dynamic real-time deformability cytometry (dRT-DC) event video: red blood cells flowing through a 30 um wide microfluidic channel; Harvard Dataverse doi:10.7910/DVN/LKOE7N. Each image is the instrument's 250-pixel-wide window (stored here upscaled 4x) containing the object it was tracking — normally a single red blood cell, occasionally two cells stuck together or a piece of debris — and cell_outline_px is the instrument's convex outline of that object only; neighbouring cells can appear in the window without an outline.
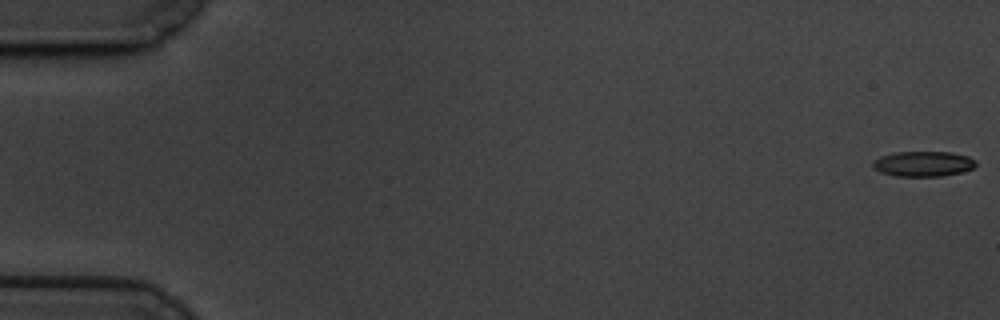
{"species": "common noctule bat (a hibernating species)", "species_latin": "Nyctalus noctula", "temperature_condition": "cold", "stored_images_in_passage": 60, "camera_frame_rate_fps": 3000, "um_per_image_px": 0.085, "animal": {"sex": "male", "body_mass_g": 19.5, "forearm_length_mm": 54.6}, "frame": {"image": 1, "passage_image": 1, "time_ms": 0.0, "image_size_px": [1000, 320], "cell_outline_px": [[976, 164], [972, 168], [960, 172], [940, 176], [896, 176], [880, 172], [872, 168], [872, 160], [880, 156], [896, 152], [952, 152], [968, 156], [976, 160]], "centroid_in_image_um": [78.43, 13.92], "position_along_channel_um": 6.6, "area_um2": 15.2}}
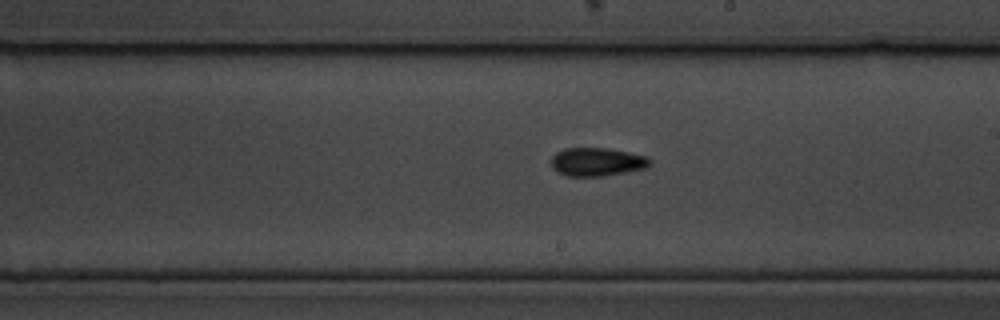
{"frame": {"image": 2, "passage_image": 35, "time_ms": 11.333, "image_size_px": [1000, 320], "cell_outline_px": [[652, 164], [648, 168], [604, 176], [564, 176], [556, 172], [552, 168], [548, 160], [556, 152], [564, 148], [608, 148], [648, 156], [652, 160]], "centroid_in_image_um": [50.73, 13.76], "position_along_channel_um": 238.3, "area_um2": 16.82}}
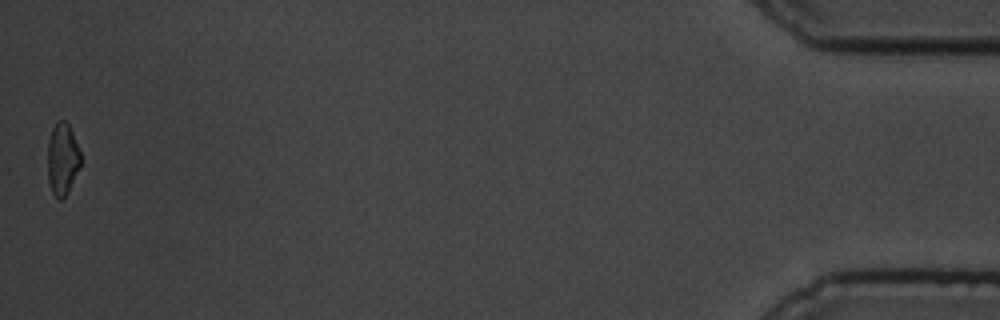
{"frame": {"image": 3, "passage_image": 60, "time_ms": 19.667, "image_size_px": [1000, 320], "cell_outline_px": [[80, 164], [68, 192], [60, 200], [52, 192], [48, 180], [48, 140], [52, 128], [56, 120], [64, 120], [68, 124], [72, 132], [80, 152]], "centroid_in_image_um": [5.29, 13.48], "position_along_channel_um": 429.9, "area_um2": 13.64}, "authors_computed_cell_mechanics": {"area_um2": 15.6927, "velocity_mm_per_s": 3.3904, "shape_relaxation_time_tau1_ms": 4.1633, "shape_relaxation_time_tau2_ms": 7.0648, "deformation_change_tau1": 0.0963, "deformation_change_tau2": 0.1359}}